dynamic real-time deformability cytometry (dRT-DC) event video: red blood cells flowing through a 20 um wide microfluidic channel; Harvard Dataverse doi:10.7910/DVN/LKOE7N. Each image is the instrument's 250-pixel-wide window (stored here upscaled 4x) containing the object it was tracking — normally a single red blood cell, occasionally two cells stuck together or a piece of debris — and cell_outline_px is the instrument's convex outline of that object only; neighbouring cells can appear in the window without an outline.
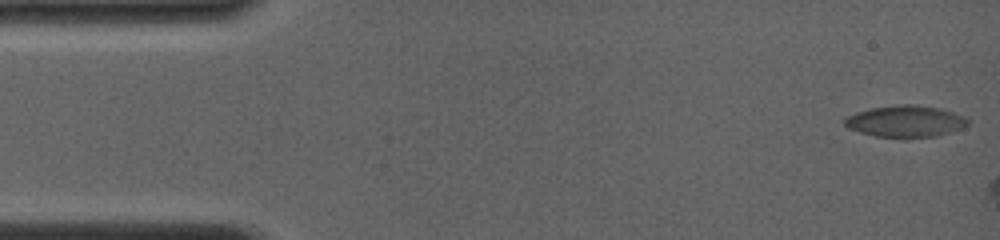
{"species": "common noctule bat (a hibernating species)", "species_latin": "Nyctalus noctula", "temperature_condition": "room temperature", "stored_images_in_passage": 33, "camera_frame_rate_fps": 4000, "um_per_image_px": 0.085, "animal": {"sex": "female", "body_mass_g": 19.0, "forearm_length_mm": 56.7}, "frame": {"image": 1, "passage_image": 1, "time_ms": 0.0, "image_size_px": [1000, 240], "cell_outline_px": [[968, 124], [960, 128], [936, 136], [908, 140], [904, 140], [876, 136], [860, 132], [848, 128], [844, 124], [844, 120], [848, 116], [856, 112], [872, 108], [904, 104], [936, 108], [952, 112], [964, 116], [968, 120]], "centroid_in_image_um": [76.93, 10.36], "position_along_channel_um": 8.1, "area_um2": 22.72}}
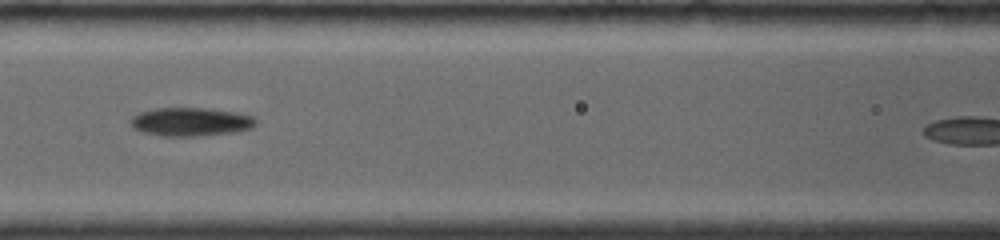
{"frame": {"image": 2, "passage_image": 21, "time_ms": 6.75, "image_size_px": [1000, 240], "cell_outline_px": [[256, 124], [252, 128], [236, 132], [196, 136], [164, 136], [144, 132], [132, 128], [128, 120], [132, 116], [140, 112], [156, 108], [204, 108], [236, 112], [252, 116], [256, 120]], "centroid_in_image_um": [16.19, 10.35], "position_along_channel_um": 150.4, "area_um2": 20.87}}
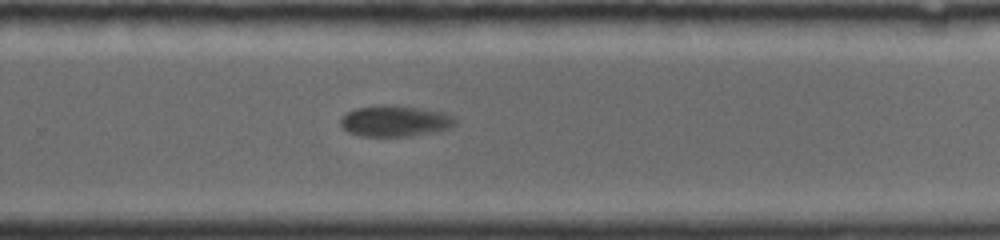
{"frame": {"image": 3, "passage_image": 32, "time_ms": 10.5, "image_size_px": [1000, 240], "cell_outline_px": [[456, 124], [452, 128], [436, 132], [408, 136], [360, 136], [348, 132], [340, 124], [340, 120], [348, 112], [356, 108], [380, 104], [392, 104], [420, 108], [444, 112], [452, 116], [456, 120]], "centroid_in_image_um": [33.61, 10.28], "position_along_channel_um": 296.2, "area_um2": 20.98}}